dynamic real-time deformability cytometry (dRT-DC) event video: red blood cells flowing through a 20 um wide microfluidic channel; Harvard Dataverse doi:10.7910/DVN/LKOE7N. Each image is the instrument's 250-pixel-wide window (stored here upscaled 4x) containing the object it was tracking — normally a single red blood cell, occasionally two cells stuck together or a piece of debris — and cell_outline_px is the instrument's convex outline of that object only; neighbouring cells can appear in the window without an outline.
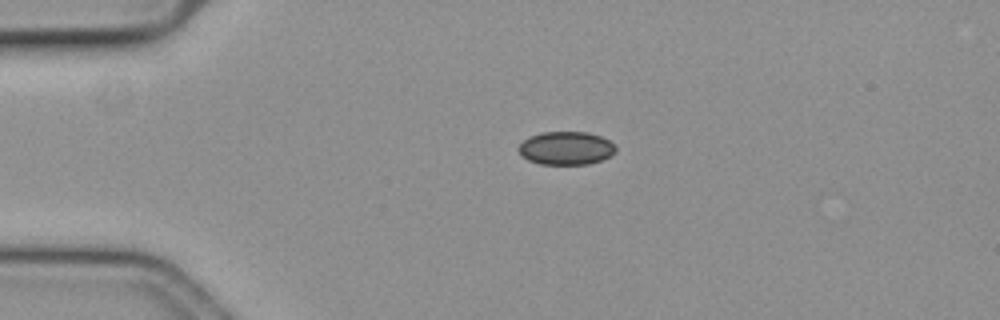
{"species": "common noctule bat (a hibernating species)", "species_latin": "Nyctalus noctula", "temperature_condition": "cold", "stored_images_in_passage": 41, "camera_frame_rate_fps": 3000, "um_per_image_px": 0.085, "animal": {"sex": "female", "body_mass_g": 19.3, "forearm_length_mm": 54.1}, "frame": {"image": 1, "passage_image": 1, "time_ms": 0.0, "image_size_px": [1000, 320], "cell_outline_px": [[616, 152], [600, 160], [588, 164], [540, 164], [528, 160], [520, 156], [516, 148], [528, 136], [540, 132], [588, 132], [600, 136], [616, 144]], "centroid_in_image_um": [48.07, 12.59], "position_along_channel_um": 36.9, "area_um2": 19.02}}
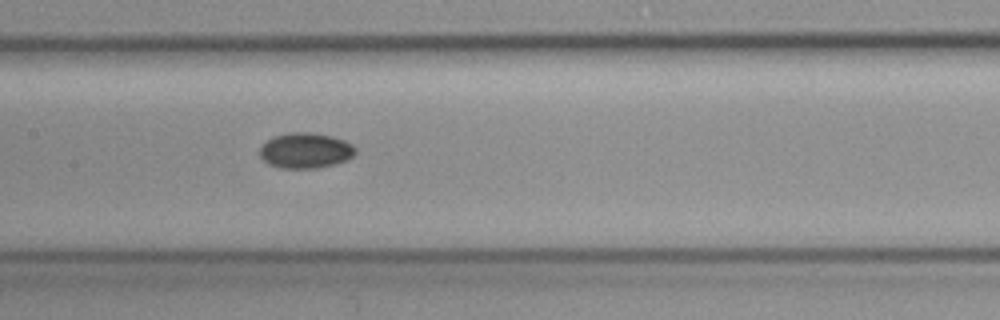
{"frame": {"image": 2, "passage_image": 16, "time_ms": 5.0, "image_size_px": [1000, 320], "cell_outline_px": [[356, 152], [352, 156], [336, 164], [316, 168], [280, 168], [268, 164], [260, 156], [260, 148], [272, 136], [288, 132], [312, 132], [332, 136], [344, 140], [352, 144], [356, 148]], "centroid_in_image_um": [25.96, 12.78], "position_along_channel_um": 181.4, "area_um2": 19.83}}
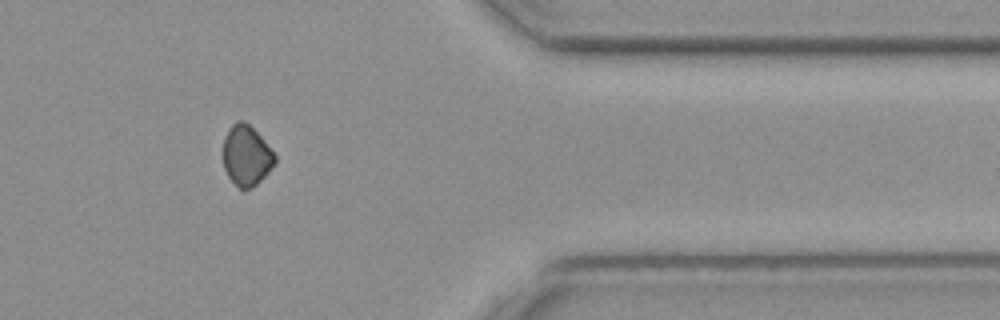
{"frame": {"image": 3, "passage_image": 35, "time_ms": 11.333, "image_size_px": [1000, 320], "cell_outline_px": [[276, 160], [268, 172], [252, 188], [244, 192], [228, 176], [224, 168], [224, 136], [232, 124], [236, 120], [244, 120], [264, 140], [276, 156]], "centroid_in_image_um": [20.94, 13.22], "position_along_channel_um": 390.5, "area_um2": 18.03}}